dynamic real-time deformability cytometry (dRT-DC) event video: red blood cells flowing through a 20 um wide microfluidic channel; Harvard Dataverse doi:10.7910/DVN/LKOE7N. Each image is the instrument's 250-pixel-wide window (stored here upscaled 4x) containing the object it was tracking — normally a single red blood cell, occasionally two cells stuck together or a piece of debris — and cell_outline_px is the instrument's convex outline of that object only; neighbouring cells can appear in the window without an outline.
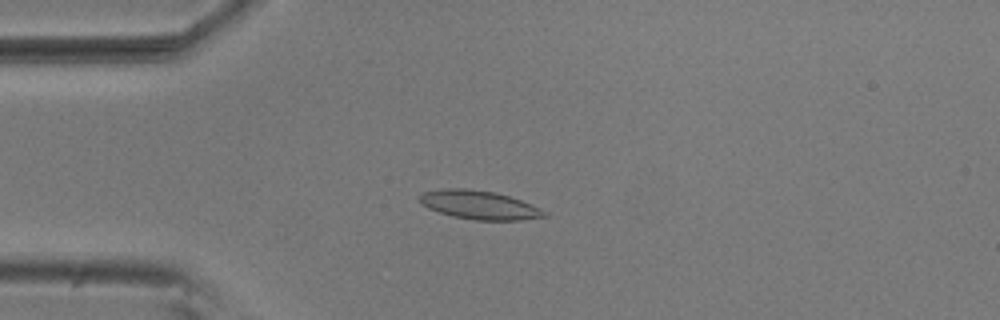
{"species": "common noctule bat (a hibernating species)", "species_latin": "Nyctalus noctula", "temperature_condition": "room temperature", "stored_images_in_passage": 14, "camera_frame_rate_fps": 3000, "um_per_image_px": 0.085, "animal": {"sex": "male", "body_mass_g": 20.5, "forearm_length_mm": 52.5}, "frame": {"image": 1, "passage_image": 6, "time_ms": 1.667, "image_size_px": [1000, 320], "cell_outline_px": [[548, 216], [520, 220], [472, 220], [452, 216], [428, 208], [420, 204], [416, 196], [424, 192], [440, 188], [464, 188], [496, 192], [520, 200], [540, 208], [548, 212]], "centroid_in_image_um": [40.69, 17.41], "position_along_channel_um": 44.3, "area_um2": 21.04}}
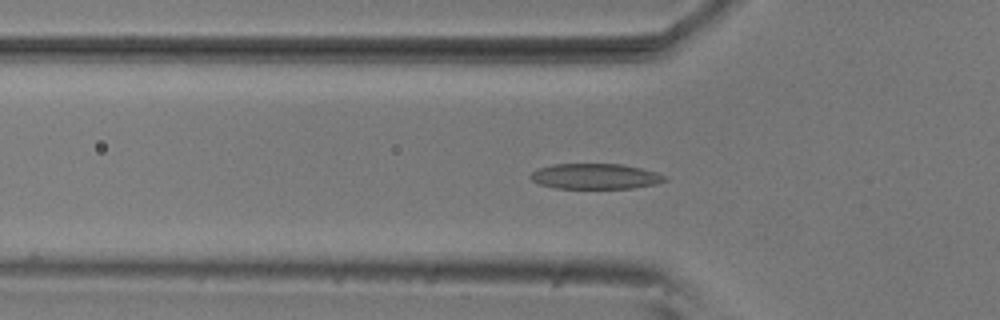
{"frame": {"image": 2, "passage_image": 10, "time_ms": 3.0, "image_size_px": [1000, 320], "cell_outline_px": [[668, 180], [656, 184], [632, 188], [556, 188], [540, 184], [532, 180], [528, 176], [536, 168], [552, 164], [624, 164], [656, 172], [668, 176]], "centroid_in_image_um": [50.6, 14.98], "position_along_channel_um": 75.2, "area_um2": 20.06}}
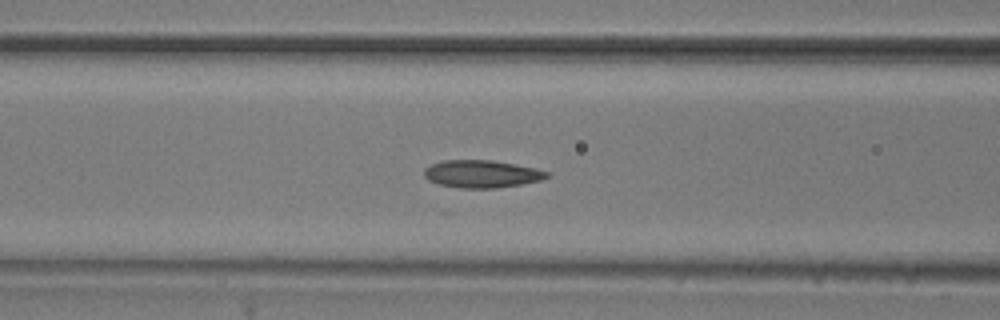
{"frame": {"image": 3, "passage_image": 14, "time_ms": 4.333, "image_size_px": [1000, 320], "cell_outline_px": [[552, 176], [540, 180], [520, 184], [496, 188], [460, 188], [440, 184], [428, 180], [424, 176], [424, 168], [432, 164], [444, 160], [492, 160], [536, 168], [552, 172]], "centroid_in_image_um": [40.98, 14.78], "position_along_channel_um": 125.6, "area_um2": 19.77}}